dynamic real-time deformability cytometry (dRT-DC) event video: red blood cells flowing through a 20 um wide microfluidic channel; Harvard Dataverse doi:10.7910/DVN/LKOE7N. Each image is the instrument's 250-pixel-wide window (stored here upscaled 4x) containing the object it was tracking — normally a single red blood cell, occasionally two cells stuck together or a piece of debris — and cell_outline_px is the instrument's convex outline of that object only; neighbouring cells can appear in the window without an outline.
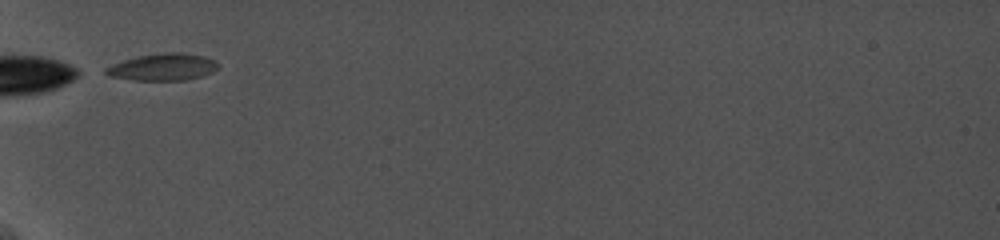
{"species": "common noctule bat (a hibernating species)", "species_latin": "Nyctalus noctula", "temperature_condition": "cold", "stored_images_in_passage": 44, "camera_frame_rate_fps": 5000, "um_per_image_px": 0.085, "animal": {"sex": "female", "body_mass_g": 19.0, "forearm_length_mm": 56.7}, "frame": {"image": 1, "passage_image": 1, "time_ms": 0.0, "image_size_px": [1000, 240], "cell_outline_px": [[220, 68], [212, 72], [200, 76], [184, 80], [132, 80], [108, 76], [104, 72], [104, 68], [124, 60], [136, 56], [164, 52], [180, 52], [204, 56], [220, 64]], "centroid_in_image_um": [13.83, 5.69], "position_along_channel_um": 71.2, "area_um2": 17.69}}
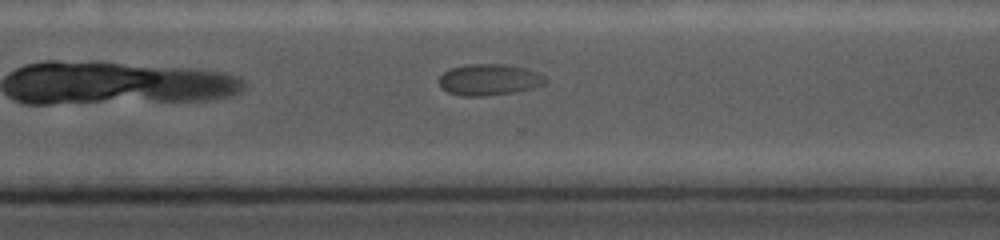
{"frame": {"image": 2, "passage_image": 31, "time_ms": 7.4, "image_size_px": [1000, 240], "cell_outline_px": [[548, 80], [544, 84], [532, 88], [516, 92], [484, 96], [460, 96], [448, 92], [440, 88], [440, 76], [448, 68], [464, 64], [504, 64], [528, 68], [544, 76]], "centroid_in_image_um": [41.56, 6.77], "position_along_channel_um": 329.0, "area_um2": 19.65}}
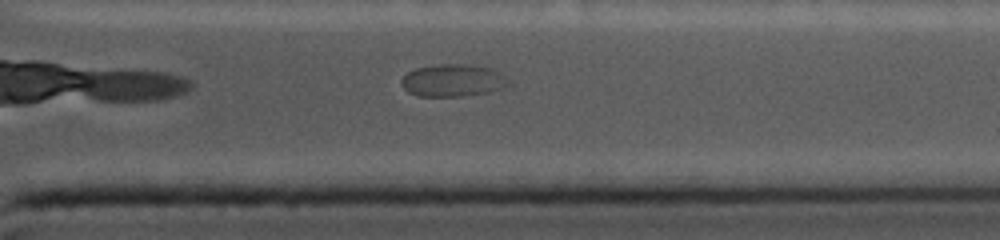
{"frame": {"image": 3, "passage_image": 36, "time_ms": 8.6, "image_size_px": [1000, 240], "cell_outline_px": [[512, 84], [504, 88], [488, 92], [464, 96], [416, 96], [408, 92], [400, 84], [400, 80], [408, 72], [416, 68], [440, 64], [468, 64], [492, 68], [500, 72]], "centroid_in_image_um": [38.51, 6.84], "position_along_channel_um": 372.9, "area_um2": 20.4}}